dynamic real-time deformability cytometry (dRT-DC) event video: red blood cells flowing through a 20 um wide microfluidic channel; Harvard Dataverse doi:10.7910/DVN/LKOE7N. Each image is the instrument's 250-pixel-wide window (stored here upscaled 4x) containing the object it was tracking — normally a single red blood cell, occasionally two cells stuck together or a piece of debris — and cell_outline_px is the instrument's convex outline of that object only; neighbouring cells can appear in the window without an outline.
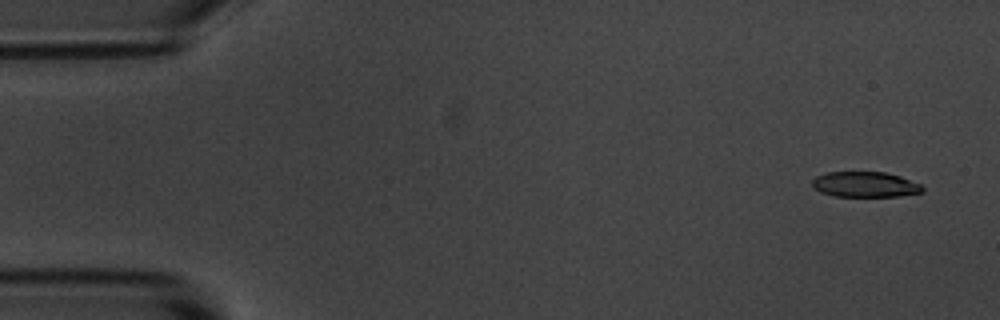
{"species": "common noctule bat (a hibernating species)", "species_latin": "Nyctalus noctula", "temperature_condition": "room temperature", "stored_images_in_passage": 5, "segment_of_instrument_passage": [1, 2], "camera_frame_rate_fps": 3000, "um_per_image_px": 0.085, "animal": {"sex": "male", "body_mass_g": 20.1, "forearm_length_mm": 53.5}, "frame": {"image": 1, "passage_image": 1, "time_ms": 0.0, "image_size_px": [1000, 320], "cell_outline_px": [[924, 192], [900, 196], [832, 196], [820, 192], [812, 188], [812, 180], [816, 176], [824, 172], [884, 172], [900, 176], [920, 184], [924, 188]], "centroid_in_image_um": [73.5, 15.68], "position_along_channel_um": 11.5, "area_um2": 16.47}}